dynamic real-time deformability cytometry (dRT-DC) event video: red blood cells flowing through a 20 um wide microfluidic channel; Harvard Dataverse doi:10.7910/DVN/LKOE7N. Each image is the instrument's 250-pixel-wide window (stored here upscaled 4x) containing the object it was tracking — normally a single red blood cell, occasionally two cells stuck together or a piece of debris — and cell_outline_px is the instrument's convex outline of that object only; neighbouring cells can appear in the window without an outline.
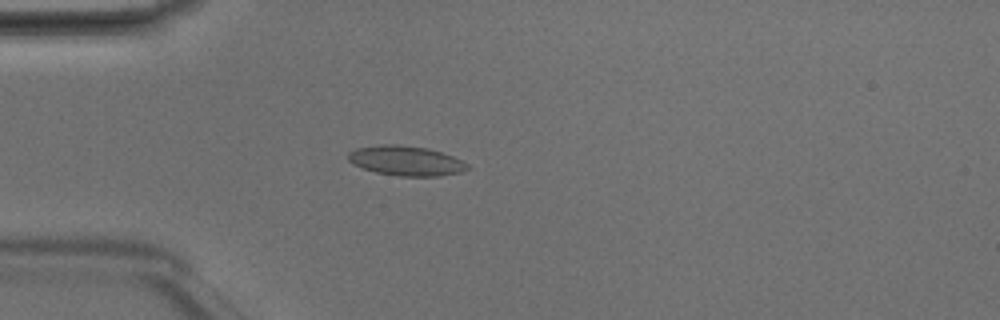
{"species": "Egyptian fruit bat (a non-hibernating species)", "species_latin": "Rousettus aegyptiacus", "temperature_condition": "room temperature", "stored_images_in_passage": 49, "camera_frame_rate_fps": 3000, "um_per_image_px": 0.085, "animal": {"sex": "male"}, "frame": {"image": 1, "passage_image": 14, "time_ms": 4.333, "image_size_px": [1000, 320], "cell_outline_px": [[468, 168], [460, 172], [440, 176], [400, 176], [376, 172], [352, 164], [348, 160], [348, 152], [356, 148], [384, 144], [396, 144], [428, 148], [452, 156], [468, 164]], "centroid_in_image_um": [34.48, 13.66], "position_along_channel_um": 50.5, "area_um2": 20.52}}
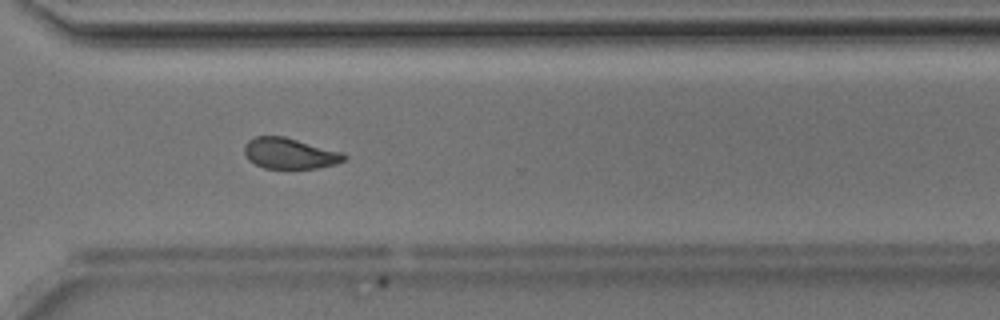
{"frame": {"image": 2, "passage_image": 36, "time_ms": 11.667, "image_size_px": [1000, 320], "cell_outline_px": [[348, 156], [344, 160], [336, 164], [316, 168], [264, 168], [248, 160], [244, 152], [244, 144], [248, 140], [256, 136], [284, 136], [344, 152]], "centroid_in_image_um": [24.63, 13.03], "position_along_channel_um": 346.0, "area_um2": 18.03}}
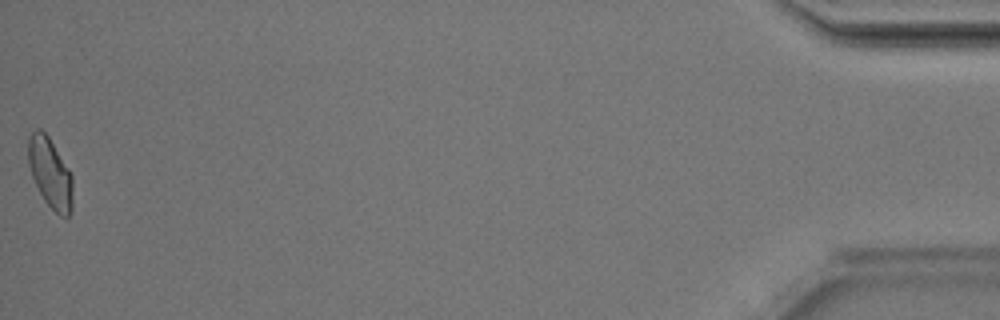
{"frame": {"image": 3, "passage_image": 49, "time_ms": 16.0, "image_size_px": [1000, 320], "cell_outline_px": [[72, 212], [68, 216], [60, 216], [44, 200], [32, 176], [28, 164], [28, 136], [36, 128], [40, 128], [48, 136], [72, 176]], "centroid_in_image_um": [4.25, 14.7], "position_along_channel_um": 430.9, "area_um2": 17.92}, "authors_computed_cell_mechanics": {"area_um2": 18.8428, "velocity_mm_per_s": 4.1868, "shape_relaxation_time_tau1_ms": 4.4016, "shape_relaxation_time_tau2_ms": 1.6286, "deformation_change_tau1": 0.101, "deformation_change_tau2": 0.0569}}